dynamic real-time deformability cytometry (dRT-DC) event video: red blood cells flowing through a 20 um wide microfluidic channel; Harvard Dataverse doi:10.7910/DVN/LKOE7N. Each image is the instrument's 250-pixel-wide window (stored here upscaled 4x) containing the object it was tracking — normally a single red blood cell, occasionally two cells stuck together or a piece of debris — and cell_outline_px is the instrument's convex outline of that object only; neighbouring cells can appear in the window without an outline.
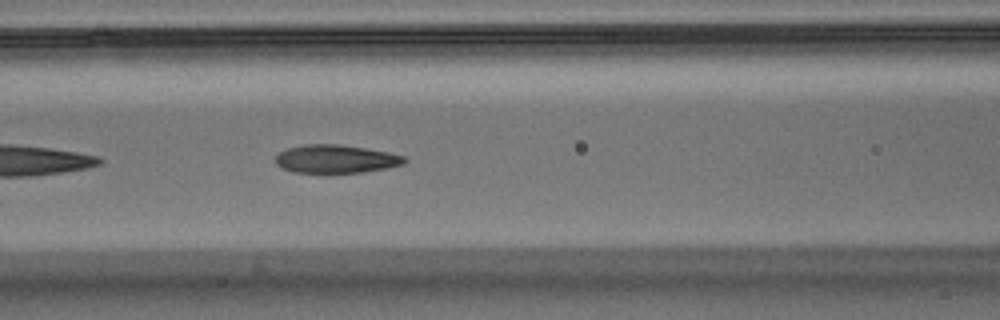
{"species": "Egyptian fruit bat (a non-hibernating species)", "species_latin": "Rousettus aegyptiacus", "temperature_condition": "warm", "stored_images_in_passage": 17, "camera_frame_rate_fps": 3000, "um_per_image_px": 0.085, "animal": {"sex": "male"}, "frame": {"image": 1, "passage_image": 8, "time_ms": 2.333, "image_size_px": [1000, 320], "cell_outline_px": [[408, 160], [404, 164], [388, 168], [360, 172], [328, 176], [292, 172], [276, 164], [276, 156], [280, 152], [288, 148], [308, 144], [336, 144], [364, 148], [388, 152], [404, 156]], "centroid_in_image_um": [28.54, 13.56], "position_along_channel_um": 138.1, "area_um2": 21.91}}
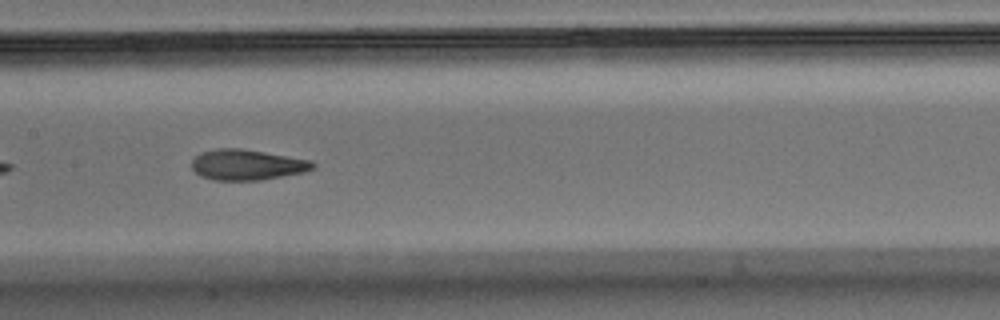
{"frame": {"image": 2, "passage_image": 12, "time_ms": 3.667, "image_size_px": [1000, 320], "cell_outline_px": [[316, 164], [312, 168], [304, 172], [260, 180], [212, 180], [200, 176], [192, 168], [192, 160], [200, 152], [220, 148], [240, 148], [312, 160]], "centroid_in_image_um": [20.98, 14.0], "position_along_channel_um": 186.4, "area_um2": 21.5}}